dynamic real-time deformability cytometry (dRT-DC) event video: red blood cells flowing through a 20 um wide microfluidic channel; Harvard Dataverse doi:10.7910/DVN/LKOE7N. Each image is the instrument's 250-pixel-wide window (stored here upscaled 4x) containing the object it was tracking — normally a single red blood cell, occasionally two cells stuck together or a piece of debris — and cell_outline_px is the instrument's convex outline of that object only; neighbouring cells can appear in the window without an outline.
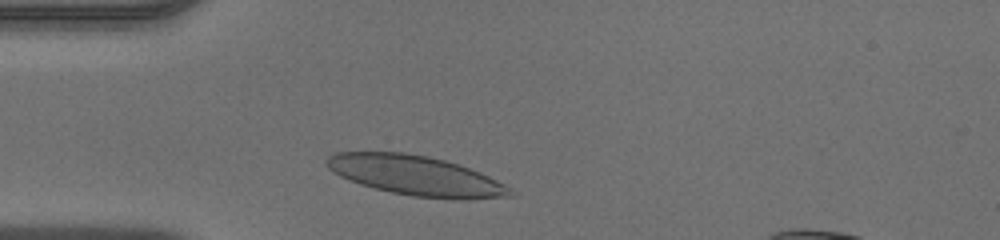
{"species": "human", "species_latin": "Homo sapiens", "temperature_condition": "warm", "stored_images_in_passage": 29, "camera_frame_rate_fps": 3000, "um_per_image_px": 0.085, "donor": {"sex": "male"}, "frame": {"image": 1, "passage_image": 3, "time_ms": 0.667, "image_size_px": [1000, 240], "cell_outline_px": [[516, 196], [412, 196], [392, 192], [360, 184], [340, 176], [332, 172], [324, 164], [324, 160], [328, 156], [336, 152], [404, 152], [428, 156], [444, 160], [480, 172], [512, 188], [516, 192]], "centroid_in_image_um": [35.2, 14.86], "position_along_channel_um": 49.8, "area_um2": 41.15}}
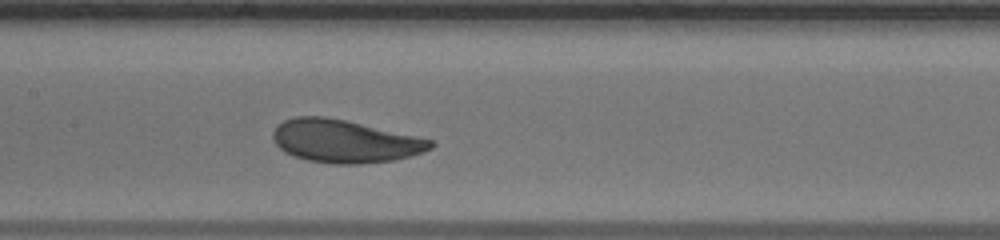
{"frame": {"image": 2, "passage_image": 13, "time_ms": 4.0, "image_size_px": [1000, 240], "cell_outline_px": [[436, 144], [432, 148], [424, 152], [392, 160], [364, 164], [336, 164], [308, 160], [292, 156], [284, 152], [272, 140], [272, 132], [276, 124], [284, 120], [296, 116], [324, 116], [344, 120], [432, 140]], "centroid_in_image_um": [29.24, 12.0], "position_along_channel_um": 178.2, "area_um2": 39.25}}
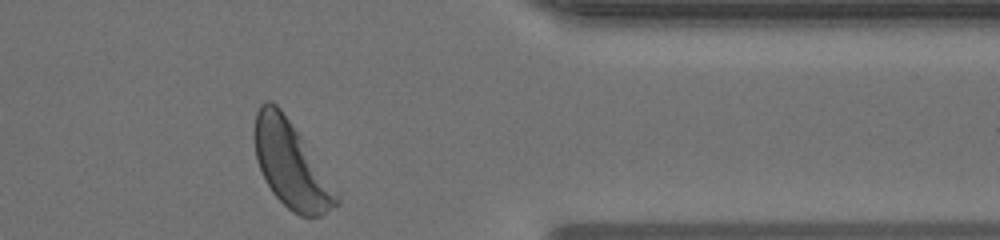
{"frame": {"image": 3, "passage_image": 29, "time_ms": 9.333, "image_size_px": [1000, 240], "cell_outline_px": [[340, 200], [336, 204], [320, 216], [300, 216], [292, 212], [272, 192], [256, 160], [252, 132], [256, 112], [260, 104], [264, 100], [272, 100], [280, 108], [300, 136]], "centroid_in_image_um": [24.63, 13.95], "position_along_channel_um": 386.8, "area_um2": 39.88}}